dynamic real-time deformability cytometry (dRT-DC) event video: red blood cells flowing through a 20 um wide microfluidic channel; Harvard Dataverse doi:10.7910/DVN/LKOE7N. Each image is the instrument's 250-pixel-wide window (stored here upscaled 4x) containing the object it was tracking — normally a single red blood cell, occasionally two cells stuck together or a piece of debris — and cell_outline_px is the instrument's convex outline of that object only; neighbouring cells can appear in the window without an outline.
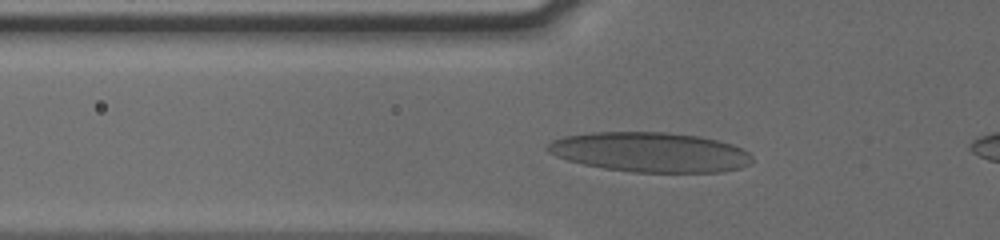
{"species": "human", "species_latin": "Homo sapiens", "temperature_condition": "cold", "stored_images_in_passage": 42, "camera_frame_rate_fps": 3000, "um_per_image_px": 0.085, "donor": {"sex": "male"}, "frame": {"image": 1, "passage_image": 15, "time_ms": 4.667, "image_size_px": [1000, 240], "cell_outline_px": [[752, 164], [740, 168], [720, 172], [632, 172], [604, 168], [584, 164], [568, 160], [556, 156], [548, 152], [544, 148], [552, 140], [564, 136], [592, 132], [668, 132], [700, 136], [732, 144], [748, 152], [752, 156]], "centroid_in_image_um": [55.26, 12.93], "position_along_channel_um": 70.5, "area_um2": 47.57}}
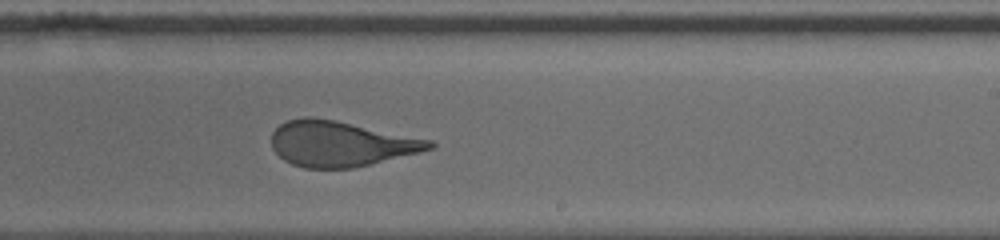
{"frame": {"image": 2, "passage_image": 30, "time_ms": 9.667, "image_size_px": [1000, 240], "cell_outline_px": [[436, 144], [432, 148], [420, 152], [352, 168], [304, 168], [292, 164], [284, 160], [272, 148], [272, 132], [280, 124], [288, 120], [304, 116], [308, 116], [336, 120], [432, 140]], "centroid_in_image_um": [28.93, 12.21], "position_along_channel_um": 260.1, "area_um2": 41.62}}
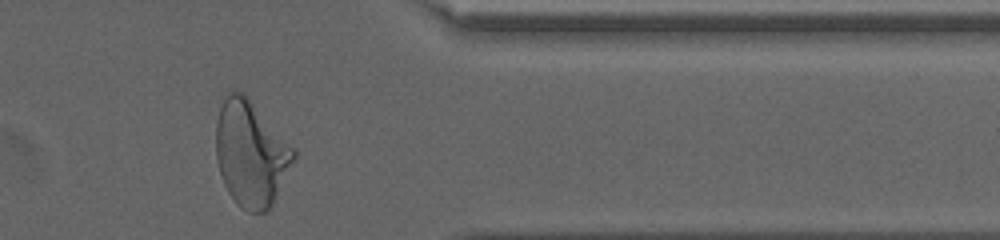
{"frame": {"image": 3, "passage_image": 41, "time_ms": 13.333, "image_size_px": [1000, 240], "cell_outline_px": [[296, 156], [272, 204], [264, 212], [248, 212], [228, 192], [224, 184], [220, 172], [216, 156], [216, 124], [220, 108], [228, 92], [240, 92], [296, 148]], "centroid_in_image_um": [21.33, 13.07], "position_along_channel_um": 390.1, "area_um2": 46.59}, "authors_computed_cell_mechanics": {"area_um2": 42.6564, "velocity_mm_per_s": 3.8203, "shape_relaxation_time_tau1_ms": 6.3445, "shape_relaxation_time_tau2_ms": 0.8302, "deformation_change_tau1": 0.2435, "deformation_change_tau2": 0.1}}